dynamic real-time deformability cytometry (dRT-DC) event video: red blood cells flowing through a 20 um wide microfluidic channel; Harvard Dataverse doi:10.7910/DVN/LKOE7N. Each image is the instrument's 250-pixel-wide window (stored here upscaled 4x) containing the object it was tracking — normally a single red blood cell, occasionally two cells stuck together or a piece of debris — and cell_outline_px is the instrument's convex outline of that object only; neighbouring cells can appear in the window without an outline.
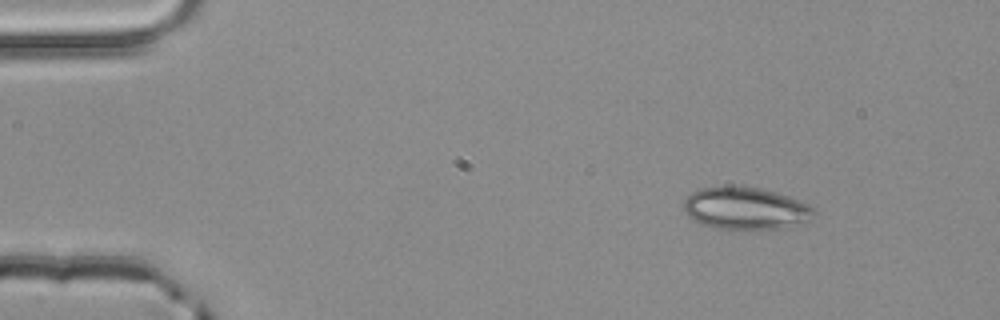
{"species": "common noctule bat (a hibernating species)", "species_latin": "Nyctalus noctula", "temperature_condition": "room temperature", "stored_images_in_passage": 3, "camera_frame_rate_fps": 3000, "um_per_image_px": 0.085, "animal": {"sex": "male", "body_mass_g": 20.4}, "frame": {"image": 1, "passage_image": 1, "time_ms": 0.0, "image_size_px": [1000, 320], "cell_outline_px": [[816, 212], [808, 220], [788, 228], [732, 232], [712, 228], [688, 216], [684, 212], [684, 200], [692, 192], [700, 188], [756, 188], [776, 192], [800, 200], [816, 208]], "centroid_in_image_um": [63.4, 17.79], "position_along_channel_um": 21.6, "area_um2": 32.43}}